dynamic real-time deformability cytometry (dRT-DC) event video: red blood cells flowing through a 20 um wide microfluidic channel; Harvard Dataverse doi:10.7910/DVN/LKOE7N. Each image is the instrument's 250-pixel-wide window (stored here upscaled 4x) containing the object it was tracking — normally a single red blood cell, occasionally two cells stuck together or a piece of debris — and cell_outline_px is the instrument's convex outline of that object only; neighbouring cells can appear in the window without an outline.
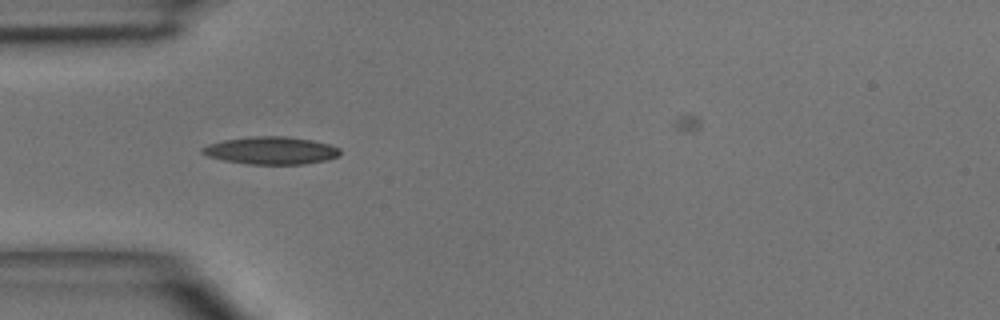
{"species": "common noctule bat (a hibernating species)", "species_latin": "Nyctalus noctula", "temperature_condition": "room temperature", "stored_images_in_passage": 5, "camera_frame_rate_fps": 3000, "um_per_image_px": 0.085, "animal": {"sex": "male", "body_mass_g": 15.6}, "frame": {"image": 1, "passage_image": 3, "time_ms": 2.333, "image_size_px": [1000, 320], "cell_outline_px": [[340, 156], [328, 160], [304, 164], [248, 164], [224, 160], [208, 156], [200, 152], [200, 148], [208, 144], [224, 140], [252, 136], [288, 136], [312, 140], [328, 144], [340, 148]], "centroid_in_image_um": [23.05, 12.79], "position_along_channel_um": 61.9, "area_um2": 22.25}}
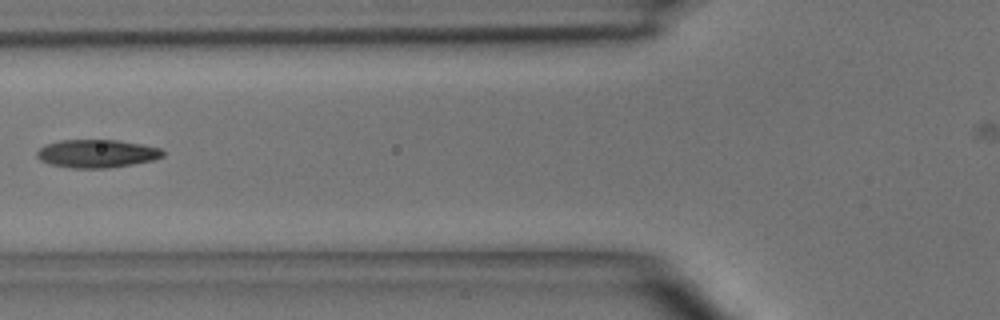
{"frame": {"image": 2, "passage_image": 4, "time_ms": 3.667, "image_size_px": [1000, 320], "cell_outline_px": [[164, 156], [152, 160], [132, 164], [108, 168], [72, 168], [48, 164], [40, 160], [36, 156], [36, 152], [44, 144], [60, 140], [120, 140], [160, 148], [164, 152]], "centroid_in_image_um": [8.19, 13.05], "position_along_channel_um": 117.6, "area_um2": 20.69}}